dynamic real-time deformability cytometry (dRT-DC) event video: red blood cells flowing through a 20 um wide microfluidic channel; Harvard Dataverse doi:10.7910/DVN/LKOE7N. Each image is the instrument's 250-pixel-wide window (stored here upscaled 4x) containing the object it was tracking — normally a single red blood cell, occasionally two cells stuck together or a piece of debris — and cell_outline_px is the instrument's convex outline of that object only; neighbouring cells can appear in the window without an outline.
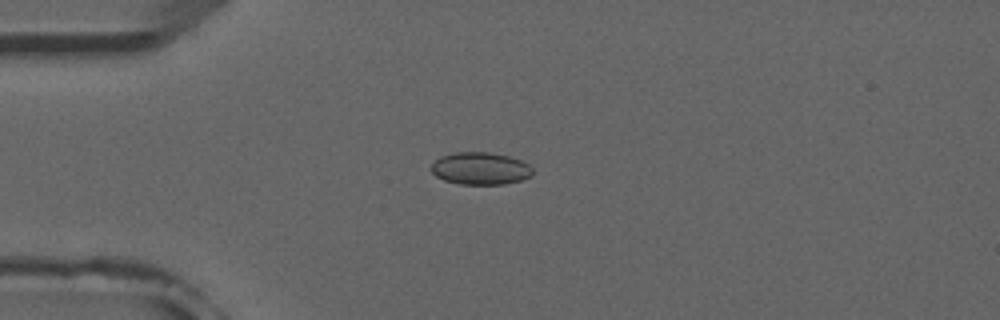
{"species": "common noctule bat (a hibernating species)", "species_latin": "Nyctalus noctula", "temperature_condition": "room temperature", "stored_images_in_passage": 4, "camera_frame_rate_fps": 3000, "um_per_image_px": 0.085, "animal": {"sex": "male", "forearm_length_mm": 52.5}, "frame": {"image": 1, "passage_image": 3, "time_ms": 2.667, "image_size_px": [1000, 320], "cell_outline_px": [[532, 176], [520, 180], [504, 184], [460, 184], [444, 180], [436, 176], [428, 168], [440, 156], [452, 152], [488, 152], [508, 156], [520, 160], [528, 164], [532, 168]], "centroid_in_image_um": [40.8, 14.31], "position_along_channel_um": 44.2, "area_um2": 19.19}}